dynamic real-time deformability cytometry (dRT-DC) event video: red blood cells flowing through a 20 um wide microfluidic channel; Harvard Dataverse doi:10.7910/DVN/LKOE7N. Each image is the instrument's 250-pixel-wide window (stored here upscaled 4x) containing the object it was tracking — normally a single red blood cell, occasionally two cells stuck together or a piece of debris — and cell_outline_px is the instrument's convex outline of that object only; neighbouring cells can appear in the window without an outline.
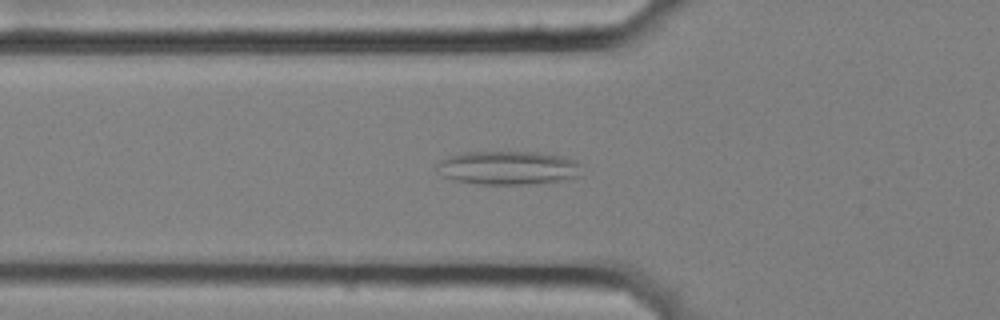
{"species": "common noctule bat (a hibernating species)", "species_latin": "Nyctalus noctula", "temperature_condition": "cold", "stored_images_in_passage": 41, "camera_frame_rate_fps": 3000, "um_per_image_px": 0.085, "animal": {"sex": "female", "body_mass_g": 25.1}, "frame": {"image": 1, "passage_image": 4, "time_ms": 1.0, "image_size_px": [1000, 320], "cell_outline_px": [[580, 164], [576, 176], [560, 180], [532, 184], [480, 184], [456, 180], [444, 176], [436, 172], [436, 164], [440, 160], [448, 156], [468, 152], [536, 152], [560, 156], [576, 160]], "centroid_in_image_um": [43.11, 14.26], "position_along_channel_um": 82.7, "area_um2": 28.09}}
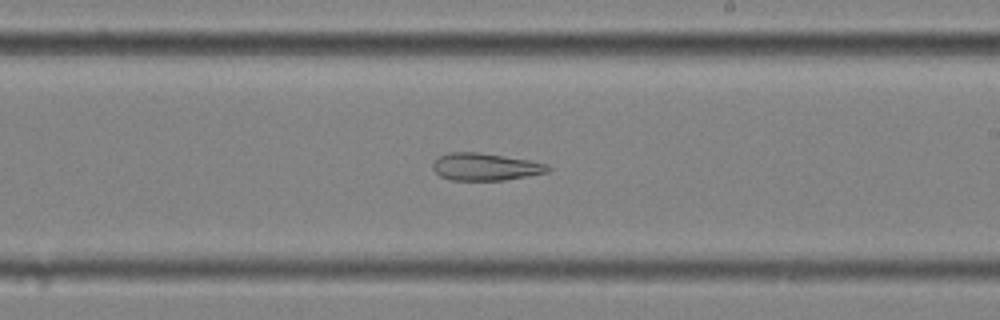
{"frame": {"image": 2, "passage_image": 18, "time_ms": 5.667, "image_size_px": [1000, 320], "cell_outline_px": [[552, 168], [548, 172], [504, 180], [452, 180], [440, 176], [432, 168], [432, 164], [440, 156], [448, 152], [476, 152], [528, 160], [548, 164]], "centroid_in_image_um": [41.25, 14.18], "position_along_channel_um": 247.8, "area_um2": 18.15}}
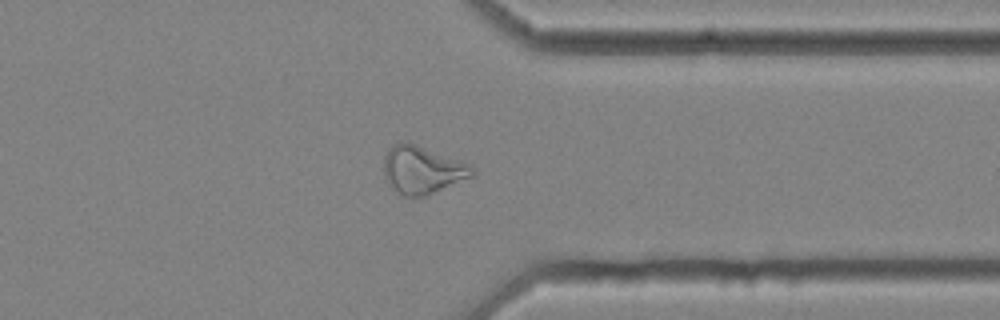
{"frame": {"image": 3, "passage_image": 29, "time_ms": 9.333, "image_size_px": [1000, 320], "cell_outline_px": [[476, 172], [472, 176], [424, 196], [404, 196], [392, 184], [384, 172], [384, 156], [388, 148], [404, 140], [416, 144], [472, 164], [476, 168]], "centroid_in_image_um": [35.95, 14.39], "position_along_channel_um": 375.5, "area_um2": 24.16}, "authors_computed_cell_mechanics": {"area_um2": 22.0796, "velocity_mm_per_s": 3.5358, "shape_relaxation_time_tau1_ms": null, "shape_relaxation_time_tau2_ms": 7.5842, "deformation_change_tau1": null, "deformation_change_tau2": 0.2046}}